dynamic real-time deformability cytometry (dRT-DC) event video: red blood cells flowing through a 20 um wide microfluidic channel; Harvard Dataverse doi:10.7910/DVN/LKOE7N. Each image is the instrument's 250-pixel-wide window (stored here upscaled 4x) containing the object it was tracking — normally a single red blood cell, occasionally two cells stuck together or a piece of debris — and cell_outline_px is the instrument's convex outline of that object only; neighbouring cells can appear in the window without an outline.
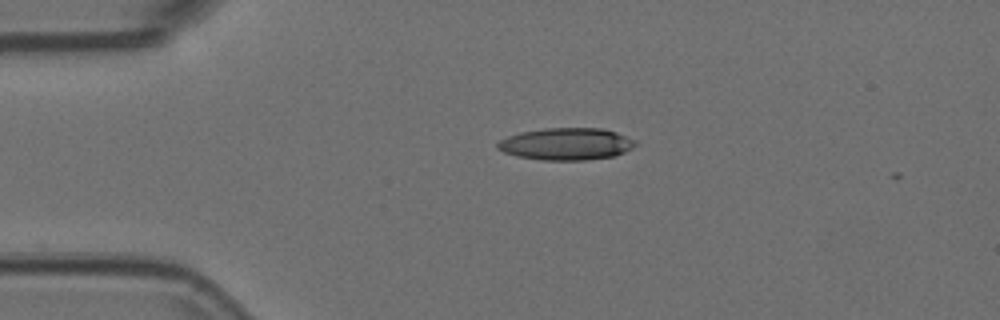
{"species": "Egyptian fruit bat (a non-hibernating species)", "species_latin": "Rousettus aegyptiacus", "temperature_condition": "room temperature", "stored_images_in_passage": 4, "camera_frame_rate_fps": 3000, "um_per_image_px": 0.085, "animal": {"sex": "female"}, "frame": {"image": 1, "passage_image": 1, "time_ms": 0.0, "image_size_px": [1000, 320], "cell_outline_px": [[636, 144], [632, 148], [624, 152], [612, 156], [588, 160], [544, 160], [516, 156], [504, 152], [496, 148], [496, 144], [500, 140], [508, 136], [520, 132], [544, 128], [604, 128], [616, 132], [636, 140]], "centroid_in_image_um": [48.13, 12.23], "position_along_channel_um": 36.9, "area_um2": 25.84}}